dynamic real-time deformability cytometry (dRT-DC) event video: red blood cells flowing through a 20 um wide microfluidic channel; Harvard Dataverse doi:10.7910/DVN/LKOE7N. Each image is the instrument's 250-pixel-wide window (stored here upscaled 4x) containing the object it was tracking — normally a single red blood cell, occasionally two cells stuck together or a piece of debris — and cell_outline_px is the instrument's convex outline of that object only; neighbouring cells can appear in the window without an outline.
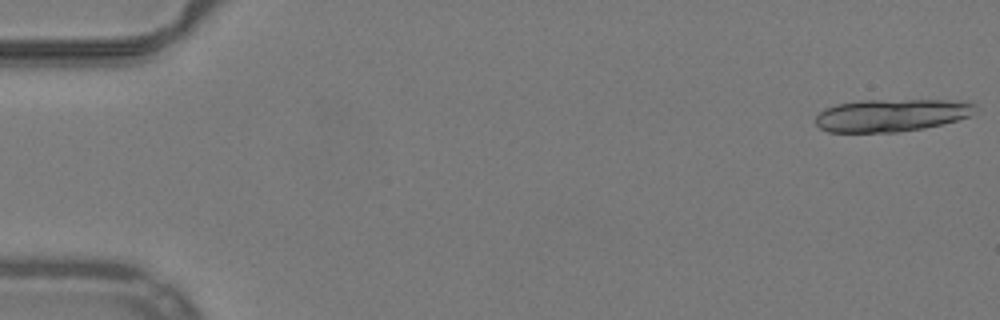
{"species": "common noctule bat (a hibernating species)", "species_latin": "Nyctalus noctula", "temperature_condition": "warm", "stored_images_in_passage": 15, "camera_frame_rate_fps": 3000, "um_per_image_px": 0.085, "animal": {"sex": "male", "body_mass_g": 19.2, "forearm_length_mm": 51.8}, "frame": {"image": 1, "passage_image": 1, "time_ms": 0.0, "image_size_px": [1000, 320], "cell_outline_px": [[980, 108], [968, 116], [956, 120], [924, 128], [896, 132], [828, 132], [820, 128], [816, 124], [816, 116], [824, 108], [836, 104], [860, 100], [968, 100], [976, 104]], "centroid_in_image_um": [75.8, 9.78], "position_along_channel_um": 9.2, "area_um2": 30.58}}